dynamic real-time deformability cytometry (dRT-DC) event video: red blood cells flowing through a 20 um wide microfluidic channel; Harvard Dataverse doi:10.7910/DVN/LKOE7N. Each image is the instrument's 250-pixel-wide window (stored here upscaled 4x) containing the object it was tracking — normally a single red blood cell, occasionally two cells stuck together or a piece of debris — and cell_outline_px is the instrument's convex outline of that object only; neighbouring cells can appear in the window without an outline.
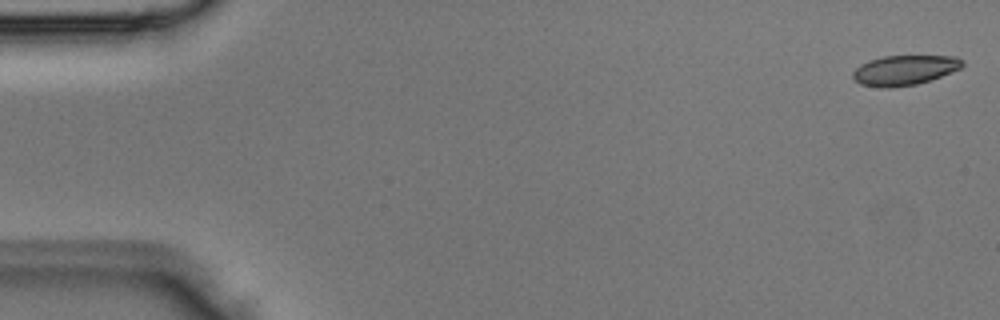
{"species": "Egyptian fruit bat (a non-hibernating species)", "species_latin": "Rousettus aegyptiacus", "temperature_condition": "room temperature", "stored_images_in_passage": 3, "camera_frame_rate_fps": 3000, "um_per_image_px": 0.085, "animal": {"sex": "male"}, "frame": {"image": 1, "passage_image": 1, "time_ms": 0.0, "image_size_px": [1000, 320], "cell_outline_px": [[964, 64], [960, 68], [940, 76], [916, 84], [892, 88], [880, 88], [860, 84], [852, 76], [852, 72], [860, 64], [868, 60], [884, 56], [956, 56], [964, 60]], "centroid_in_image_um": [76.85, 5.96], "position_along_channel_um": 8.1, "area_um2": 19.07}}